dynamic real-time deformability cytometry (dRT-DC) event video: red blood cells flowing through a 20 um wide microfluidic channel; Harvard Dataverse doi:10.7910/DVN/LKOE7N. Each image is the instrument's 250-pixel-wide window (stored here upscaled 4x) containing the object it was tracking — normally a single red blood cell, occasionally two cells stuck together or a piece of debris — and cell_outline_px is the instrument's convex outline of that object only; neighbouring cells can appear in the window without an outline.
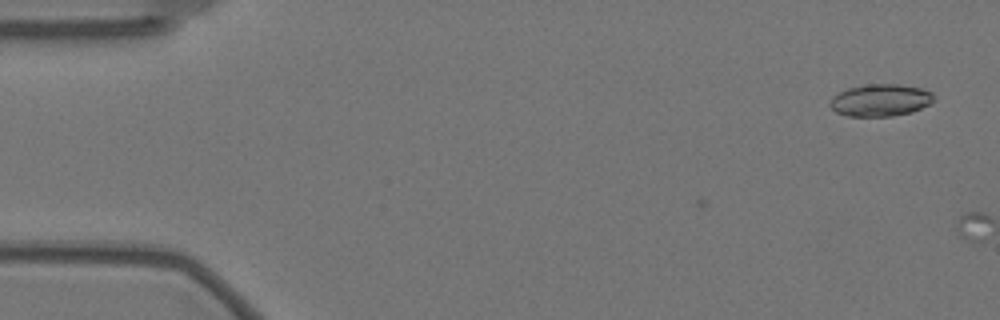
{"species": "Egyptian fruit bat (a non-hibernating species)", "species_latin": "Rousettus aegyptiacus", "temperature_condition": "warm", "stored_images_in_passage": 4, "camera_frame_rate_fps": 3000, "um_per_image_px": 0.085, "animal": {"sex": "female"}, "frame": {"image": 1, "passage_image": 4, "time_ms": 1.0, "image_size_px": [1000, 320], "cell_outline_px": [[936, 100], [912, 112], [892, 116], [848, 116], [836, 112], [828, 104], [832, 96], [848, 88], [868, 84], [896, 84], [920, 88], [932, 92]], "centroid_in_image_um": [74.83, 8.52], "position_along_channel_um": 10.2, "area_um2": 19.42}}